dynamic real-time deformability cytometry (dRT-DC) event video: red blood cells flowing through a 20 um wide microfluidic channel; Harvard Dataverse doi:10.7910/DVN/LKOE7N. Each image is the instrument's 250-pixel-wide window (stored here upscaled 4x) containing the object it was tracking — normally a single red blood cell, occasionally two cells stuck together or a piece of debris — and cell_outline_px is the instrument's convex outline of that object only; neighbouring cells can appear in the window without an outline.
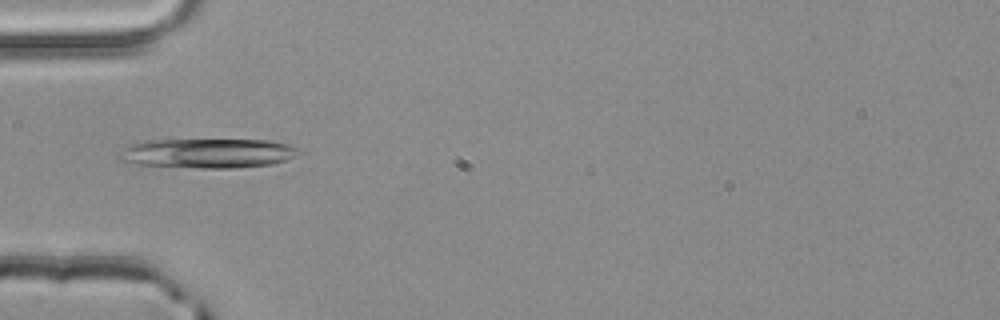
{"species": "common noctule bat (a hibernating species)", "species_latin": "Nyctalus noctula", "temperature_condition": "room temperature", "stored_images_in_passage": 2, "camera_frame_rate_fps": 3000, "um_per_image_px": 0.085, "animal": {"sex": "male", "body_mass_g": 20.4}, "frame": {"image": 1, "passage_image": 2, "time_ms": 0.333, "image_size_px": [1000, 320], "cell_outline_px": [[304, 148], [296, 156], [288, 160], [272, 164], [232, 168], [200, 168], [132, 164], [116, 160], [116, 152], [140, 140], [268, 140], [288, 144]], "centroid_in_image_um": [17.62, 13.03], "position_along_channel_um": 67.4, "area_um2": 31.56}}